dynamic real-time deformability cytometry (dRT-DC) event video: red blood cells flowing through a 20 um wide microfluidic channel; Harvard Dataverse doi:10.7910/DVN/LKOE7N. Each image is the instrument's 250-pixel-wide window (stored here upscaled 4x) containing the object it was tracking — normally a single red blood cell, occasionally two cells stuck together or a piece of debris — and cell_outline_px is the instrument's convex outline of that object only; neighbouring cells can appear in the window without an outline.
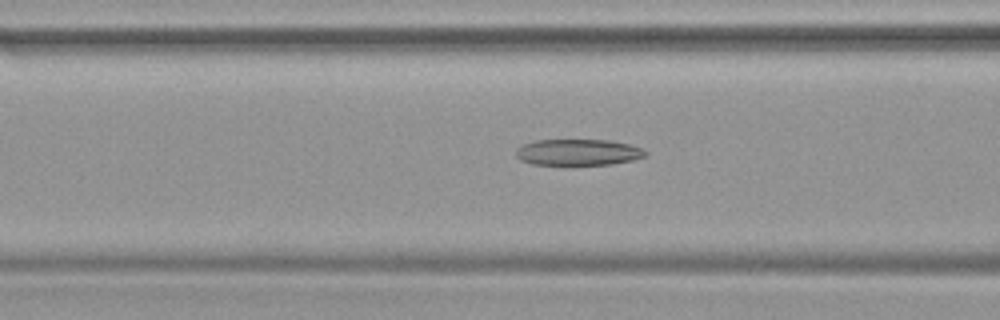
{"species": "common noctule bat (a hibernating species)", "species_latin": "Nyctalus noctula", "temperature_condition": "warm", "stored_images_in_passage": 47, "camera_frame_rate_fps": 3000, "um_per_image_px": 0.085, "animal": {"sex": "female", "body_mass_g": 19.9}, "frame": {"image": 1, "passage_image": 19, "time_ms": 6.0, "image_size_px": [1000, 320], "cell_outline_px": [[648, 156], [632, 160], [612, 164], [532, 164], [520, 160], [516, 156], [516, 148], [520, 144], [536, 140], [608, 140], [628, 144], [644, 148], [648, 152]], "centroid_in_image_um": [49.15, 12.93], "position_along_channel_um": 117.5, "area_um2": 19.88}}
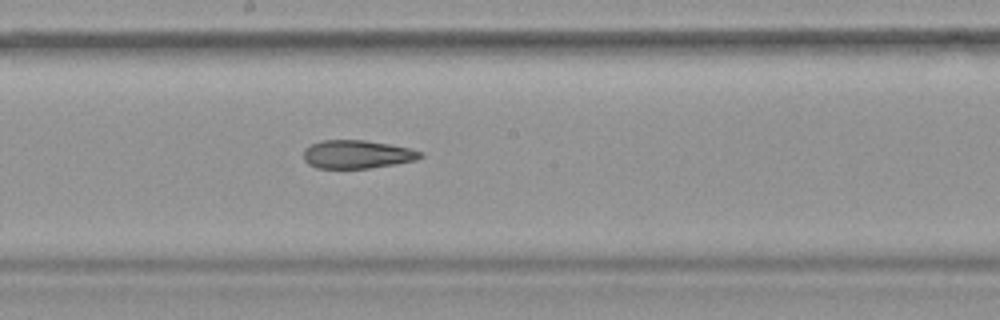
{"frame": {"image": 2, "passage_image": 26, "time_ms": 8.333, "image_size_px": [1000, 320], "cell_outline_px": [[424, 156], [416, 160], [396, 164], [368, 168], [316, 168], [308, 164], [304, 160], [304, 148], [320, 140], [364, 140], [412, 148], [424, 152]], "centroid_in_image_um": [30.38, 13.11], "position_along_channel_um": 217.8, "area_um2": 19.42}}
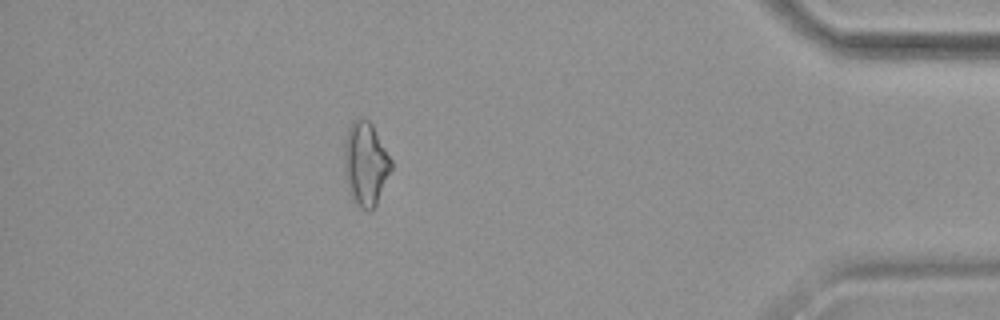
{"frame": {"image": 3, "passage_image": 42, "time_ms": 13.667, "image_size_px": [1000, 320], "cell_outline_px": [[392, 168], [376, 204], [368, 212], [360, 208], [356, 204], [348, 188], [344, 172], [344, 140], [348, 128], [352, 120], [360, 116], [364, 116], [372, 124], [392, 160]], "centroid_in_image_um": [31.06, 13.87], "position_along_channel_um": 404.1, "area_um2": 23.06}}